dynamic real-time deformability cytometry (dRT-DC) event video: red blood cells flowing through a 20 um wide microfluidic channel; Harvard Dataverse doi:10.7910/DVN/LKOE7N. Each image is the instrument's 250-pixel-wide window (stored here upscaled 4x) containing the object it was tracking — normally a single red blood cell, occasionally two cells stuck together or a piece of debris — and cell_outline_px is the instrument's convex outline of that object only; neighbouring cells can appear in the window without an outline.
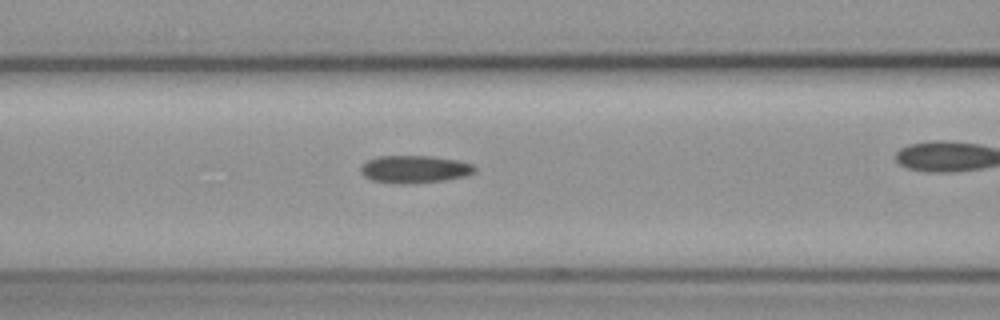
{"species": "common noctule bat (a hibernating species)", "species_latin": "Nyctalus noctula", "temperature_condition": "cold", "stored_images_in_passage": 28, "camera_frame_rate_fps": 3000, "um_per_image_px": 0.085, "animal": {"sex": "female", "body_mass_g": 19.3, "forearm_length_mm": 54.1}, "frame": {"image": 1, "passage_image": 8, "time_ms": 2.333, "image_size_px": [1000, 320], "cell_outline_px": [[476, 172], [468, 176], [444, 180], [408, 184], [400, 184], [372, 180], [364, 176], [360, 172], [360, 168], [368, 160], [376, 156], [432, 156], [456, 160], [472, 164], [476, 168]], "centroid_in_image_um": [35.26, 14.38], "position_along_channel_um": 131.3, "area_um2": 18.38}, "authors_computed_cell_mechanics": {"area_um2": 18.1203, "velocity_mm_per_s": 3.6083, "shape_relaxation_time_tau1_ms": 5.0746, "shape_relaxation_time_tau2_ms": 5.2772, "deformation_change_tau1": 0.1267, "deformation_change_tau2": 0.1226}}